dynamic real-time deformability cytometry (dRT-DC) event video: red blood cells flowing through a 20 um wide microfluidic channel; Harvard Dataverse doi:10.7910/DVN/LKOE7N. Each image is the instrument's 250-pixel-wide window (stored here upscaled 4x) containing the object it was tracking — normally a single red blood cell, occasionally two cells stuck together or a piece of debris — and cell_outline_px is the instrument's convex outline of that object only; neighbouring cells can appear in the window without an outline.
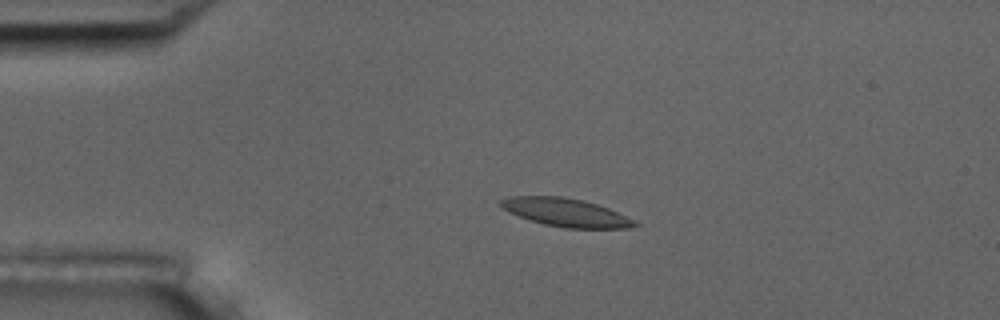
{"species": "common noctule bat (a hibernating species)", "species_latin": "Nyctalus noctula", "temperature_condition": "room temperature", "stored_images_in_passage": 4, "camera_frame_rate_fps": 3000, "um_per_image_px": 0.085, "animal": {"sex": "male", "body_mass_g": 17.5, "forearm_length_mm": 52.3}, "frame": {"image": 1, "passage_image": 3, "time_ms": 2.333, "image_size_px": [1000, 320], "cell_outline_px": [[640, 224], [628, 228], [564, 228], [544, 224], [528, 220], [508, 212], [500, 204], [500, 200], [512, 196], [560, 196], [580, 200], [596, 204], [608, 208]], "centroid_in_image_um": [48.05, 18.06], "position_along_channel_um": 37.0, "area_um2": 21.68}}